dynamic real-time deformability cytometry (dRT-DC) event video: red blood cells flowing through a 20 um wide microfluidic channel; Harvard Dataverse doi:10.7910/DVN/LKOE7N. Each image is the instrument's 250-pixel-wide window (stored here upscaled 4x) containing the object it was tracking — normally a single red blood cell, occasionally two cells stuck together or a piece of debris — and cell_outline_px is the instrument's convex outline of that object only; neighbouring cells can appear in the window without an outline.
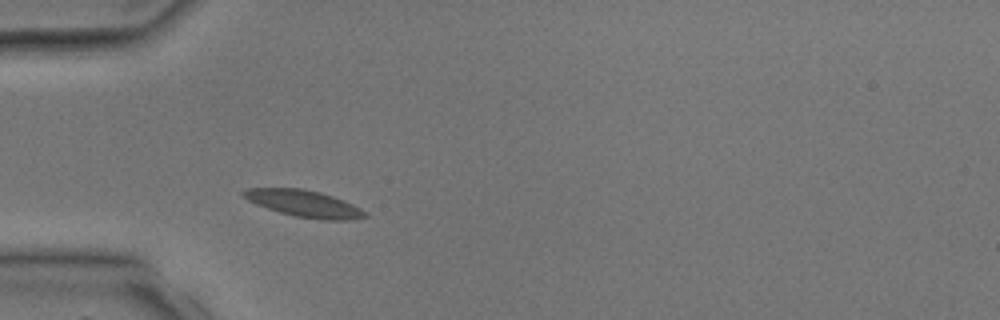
{"species": "common noctule bat (a hibernating species)", "species_latin": "Nyctalus noctula", "temperature_condition": "room temperature", "stored_images_in_passage": 1, "camera_frame_rate_fps": 3000, "um_per_image_px": 0.085, "animal": {"sex": "male", "body_mass_g": 17.9, "forearm_length_mm": 54.2}, "frame": {"image": 1, "passage_image": 1, "time_ms": 0.0, "image_size_px": [1000, 320], "cell_outline_px": [[368, 216], [344, 220], [324, 220], [296, 216], [280, 212], [256, 204], [248, 200], [240, 192], [248, 188], [304, 188], [320, 192], [344, 200], [368, 212]], "centroid_in_image_um": [25.86, 17.29], "position_along_channel_um": 59.1, "area_um2": 18.79}}